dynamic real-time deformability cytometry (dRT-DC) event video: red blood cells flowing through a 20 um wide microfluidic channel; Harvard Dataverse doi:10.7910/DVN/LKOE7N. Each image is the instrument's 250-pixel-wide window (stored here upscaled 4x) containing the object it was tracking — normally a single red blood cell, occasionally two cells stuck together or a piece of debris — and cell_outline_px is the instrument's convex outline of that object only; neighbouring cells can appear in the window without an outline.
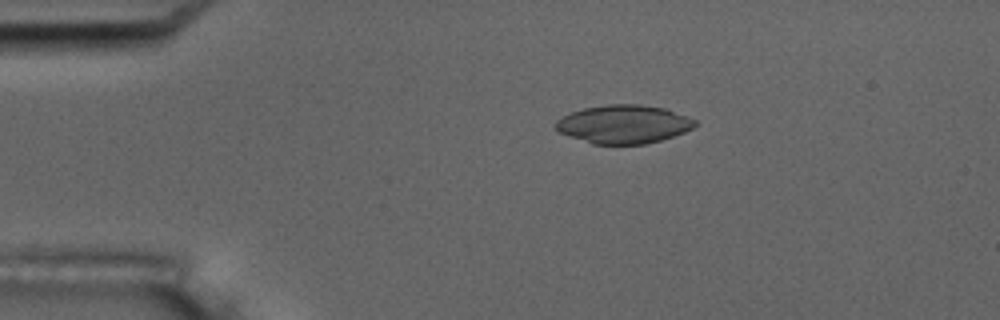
{"species": "common noctule bat (a hibernating species)", "species_latin": "Nyctalus noctula", "temperature_condition": "room temperature", "stored_images_in_passage": 6, "camera_frame_rate_fps": 3000, "um_per_image_px": 0.085, "animal": {"sex": "male", "body_mass_g": 17.5, "forearm_length_mm": 52.3}, "frame": {"image": 1, "passage_image": 3, "time_ms": 3.0, "image_size_px": [1000, 320], "cell_outline_px": [[696, 124], [692, 128], [684, 132], [660, 140], [644, 144], [592, 144], [560, 132], [556, 128], [556, 120], [572, 112], [584, 108], [608, 104], [640, 104], [664, 108], [696, 120]], "centroid_in_image_um": [53.01, 10.55], "position_along_channel_um": 32.0, "area_um2": 30.81}}